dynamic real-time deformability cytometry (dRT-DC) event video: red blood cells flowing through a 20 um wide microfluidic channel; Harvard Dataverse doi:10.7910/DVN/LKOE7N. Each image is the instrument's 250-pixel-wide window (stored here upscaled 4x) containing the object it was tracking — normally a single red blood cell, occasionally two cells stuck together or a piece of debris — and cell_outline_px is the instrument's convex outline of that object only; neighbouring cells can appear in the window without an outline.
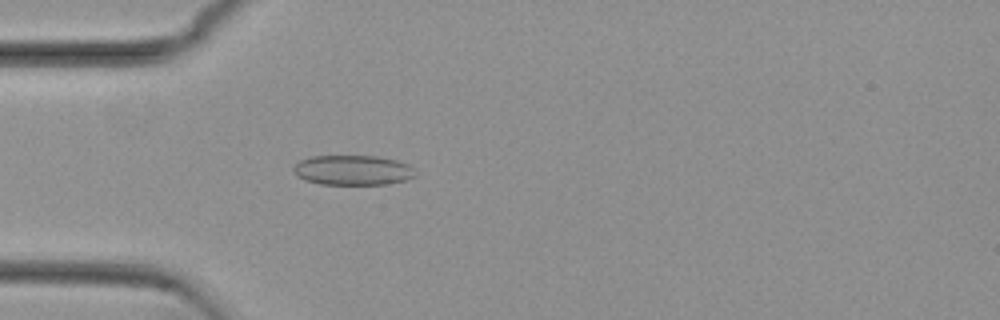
{"species": "common noctule bat (a hibernating species)", "species_latin": "Nyctalus noctula", "temperature_condition": "cold", "stored_images_in_passage": 54, "camera_frame_rate_fps": 3000, "um_per_image_px": 0.085, "animal": {"sex": "female", "body_mass_g": 29.2, "forearm_length_mm": 56.3}, "frame": {"image": 1, "passage_image": 16, "time_ms": 5.0, "image_size_px": [1000, 320], "cell_outline_px": [[416, 176], [404, 180], [384, 184], [320, 184], [304, 180], [296, 176], [292, 172], [292, 168], [300, 160], [312, 156], [376, 156], [396, 160], [408, 164], [412, 168]], "centroid_in_image_um": [29.93, 14.46], "position_along_channel_um": 55.1, "area_um2": 21.21}}
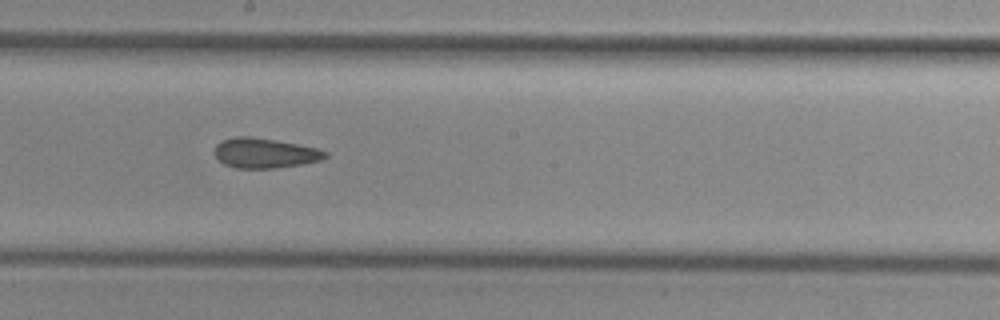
{"frame": {"image": 2, "passage_image": 30, "time_ms": 9.667, "image_size_px": [1000, 320], "cell_outline_px": [[328, 156], [324, 160], [276, 168], [236, 168], [224, 164], [212, 152], [216, 144], [224, 140], [236, 136], [252, 136], [276, 140], [316, 148], [328, 152]], "centroid_in_image_um": [22.5, 13.01], "position_along_channel_um": 225.7, "area_um2": 19.36}}
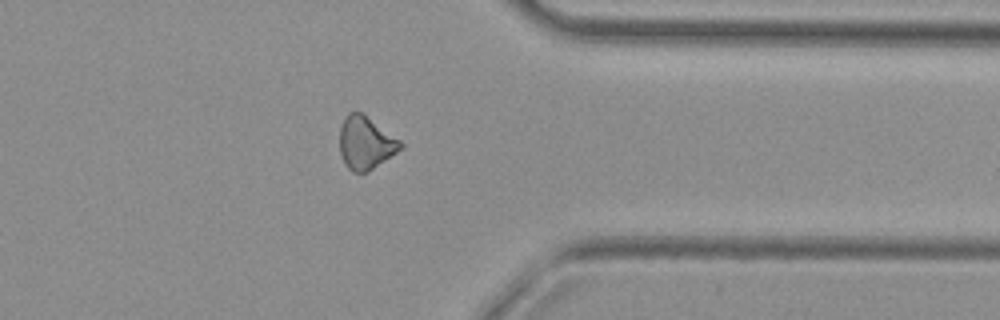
{"frame": {"image": 3, "passage_image": 43, "time_ms": 14.0, "image_size_px": [1000, 320], "cell_outline_px": [[404, 148], [368, 172], [352, 172], [344, 164], [340, 152], [340, 128], [348, 112], [364, 112], [400, 140], [404, 144]], "centroid_in_image_um": [31.11, 12.14], "position_along_channel_um": 380.3, "area_um2": 19.02}, "authors_computed_cell_mechanics": {"area_um2": 19.8832, "velocity_mm_per_s": 3.7761, "shape_relaxation_time_tau1_ms": null, "shape_relaxation_time_tau2_ms": 4.1345, "deformation_change_tau1": null, "deformation_change_tau2": 0.1116}}